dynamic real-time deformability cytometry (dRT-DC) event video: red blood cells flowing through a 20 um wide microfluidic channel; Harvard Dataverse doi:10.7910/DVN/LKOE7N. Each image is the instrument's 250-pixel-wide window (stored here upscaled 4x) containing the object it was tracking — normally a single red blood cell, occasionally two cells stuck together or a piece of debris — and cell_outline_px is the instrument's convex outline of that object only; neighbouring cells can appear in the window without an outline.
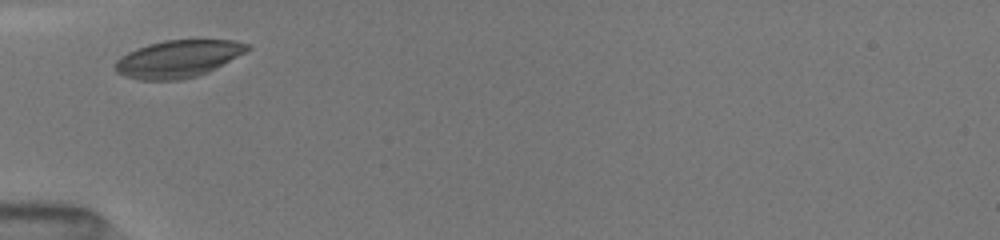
{"species": "common noctule bat (a hibernating species)", "species_latin": "Nyctalus noctula", "temperature_condition": "room temperature", "stored_images_in_passage": 2, "camera_frame_rate_fps": 3000, "um_per_image_px": 0.085, "animal": {"sex": "female", "body_mass_g": 19.5, "forearm_length_mm": 54.1}, "frame": {"image": 1, "passage_image": 1, "time_ms": 0.0, "image_size_px": [1000, 240], "cell_outline_px": [[252, 48], [216, 68], [208, 72], [196, 76], [180, 80], [140, 80], [124, 76], [116, 72], [116, 60], [120, 56], [136, 48], [148, 44], [164, 40], [232, 40], [248, 44]], "centroid_in_image_um": [15.11, 5.0], "position_along_channel_um": 69.9, "area_um2": 28.61}}